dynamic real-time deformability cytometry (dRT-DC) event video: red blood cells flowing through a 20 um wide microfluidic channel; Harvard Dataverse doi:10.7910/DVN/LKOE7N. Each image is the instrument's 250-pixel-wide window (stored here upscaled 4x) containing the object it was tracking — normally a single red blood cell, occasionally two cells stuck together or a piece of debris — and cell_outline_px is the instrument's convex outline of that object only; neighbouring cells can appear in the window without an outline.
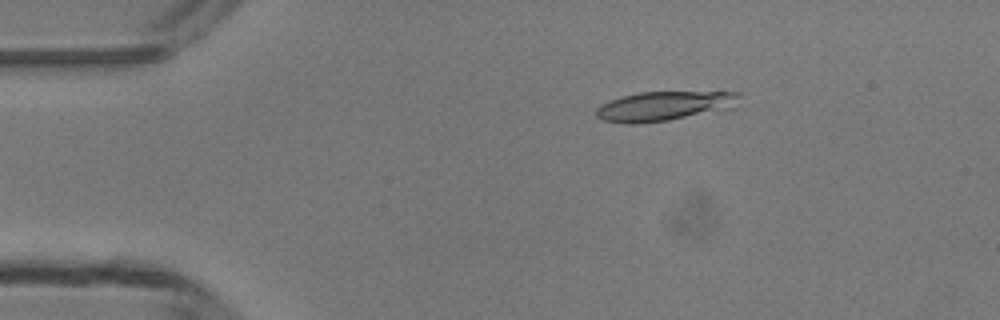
{"species": "common noctule bat (a hibernating species)", "species_latin": "Nyctalus noctula", "temperature_condition": "room temperature", "stored_images_in_passage": 4, "camera_frame_rate_fps": 3000, "um_per_image_px": 0.085, "animal": {"sex": "male", "body_mass_g": 13.3}, "frame": {"image": 1, "passage_image": 1, "time_ms": 0.0, "image_size_px": [1000, 320], "cell_outline_px": [[740, 96], [736, 108], [668, 120], [632, 124], [628, 124], [604, 120], [596, 116], [596, 108], [600, 104], [620, 96], [640, 92], [740, 92]], "centroid_in_image_um": [56.48, 9.01], "position_along_channel_um": 28.5, "area_um2": 24.68}}
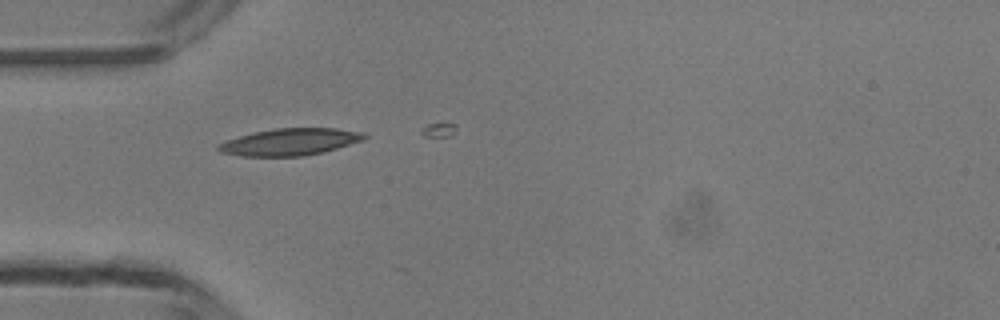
{"frame": {"image": 2, "passage_image": 3, "time_ms": 2.0, "image_size_px": [1000, 320], "cell_outline_px": [[368, 136], [364, 140], [324, 152], [304, 156], [240, 156], [220, 152], [216, 148], [216, 144], [224, 140], [252, 132], [276, 128], [336, 128], [364, 132]], "centroid_in_image_um": [24.62, 12.06], "position_along_channel_um": 60.4, "area_um2": 23.24}}